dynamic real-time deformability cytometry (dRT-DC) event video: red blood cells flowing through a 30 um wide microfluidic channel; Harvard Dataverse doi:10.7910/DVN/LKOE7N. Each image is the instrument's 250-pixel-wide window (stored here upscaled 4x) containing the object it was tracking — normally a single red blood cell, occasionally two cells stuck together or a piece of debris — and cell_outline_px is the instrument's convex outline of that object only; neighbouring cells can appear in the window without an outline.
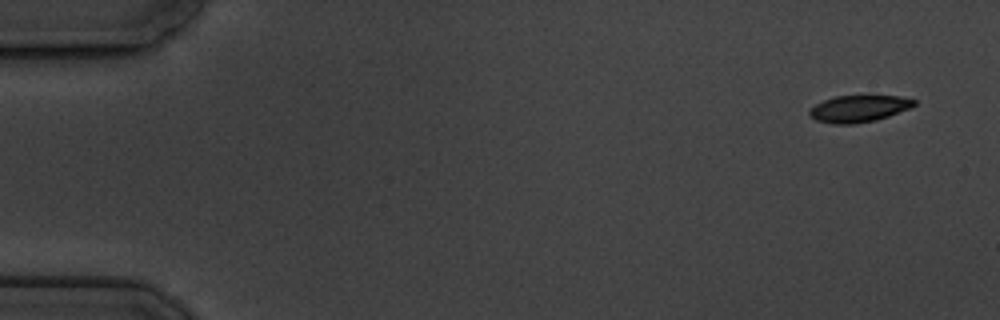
{"species": "common noctule bat (a hibernating species)", "species_latin": "Nyctalus noctula", "temperature_condition": "cold", "stored_images_in_passage": 5, "camera_frame_rate_fps": 3000, "um_per_image_px": 0.085, "animal": {"sex": "male", "body_mass_g": 19.5, "forearm_length_mm": 54.6}, "frame": {"image": 1, "passage_image": 1, "time_ms": 0.0, "image_size_px": [1000, 320], "cell_outline_px": [[916, 104], [912, 108], [876, 120], [852, 124], [832, 124], [816, 120], [808, 112], [816, 104], [824, 100], [836, 96], [900, 96], [916, 100]], "centroid_in_image_um": [73.04, 9.24], "position_along_channel_um": 12.0, "area_um2": 16.24}}
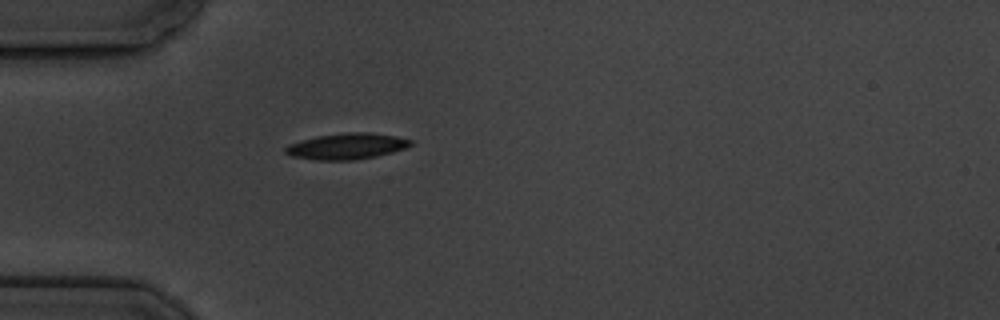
{"frame": {"image": 2, "passage_image": 5, "time_ms": 4.667, "image_size_px": [1000, 320], "cell_outline_px": [[412, 144], [404, 148], [392, 152], [376, 156], [352, 160], [312, 160], [292, 156], [284, 152], [284, 148], [288, 144], [300, 140], [316, 136], [344, 132], [368, 132], [396, 136], [412, 140]], "centroid_in_image_um": [29.42, 12.42], "position_along_channel_um": 55.6, "area_um2": 19.07}}